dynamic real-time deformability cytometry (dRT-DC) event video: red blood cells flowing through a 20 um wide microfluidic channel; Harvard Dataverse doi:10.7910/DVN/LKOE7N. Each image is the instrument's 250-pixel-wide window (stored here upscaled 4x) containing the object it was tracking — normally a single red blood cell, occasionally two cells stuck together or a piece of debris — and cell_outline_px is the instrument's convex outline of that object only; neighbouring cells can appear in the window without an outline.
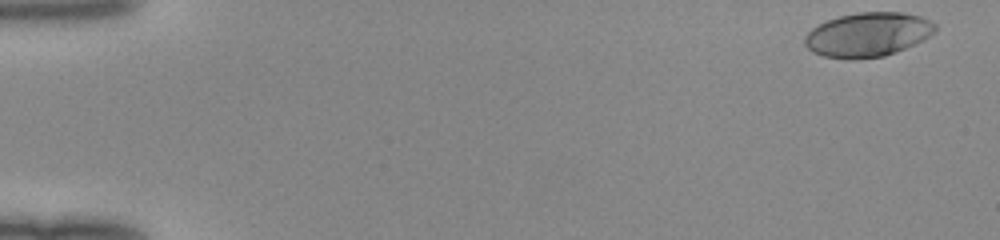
{"species": "human", "species_latin": "Homo sapiens", "temperature_condition": "room temperature", "stored_images_in_passage": 48, "camera_frame_rate_fps": 3000, "um_per_image_px": 0.085, "donor": {"sex": "female"}, "frame": {"image": 1, "passage_image": 1, "time_ms": 0.0, "image_size_px": [1000, 240], "cell_outline_px": [[936, 32], [924, 40], [884, 56], [848, 60], [824, 56], [812, 52], [804, 44], [804, 36], [812, 28], [828, 20], [840, 16], [860, 12], [900, 12], [920, 16], [936, 24]], "centroid_in_image_um": [73.76, 2.95], "position_along_channel_um": 11.2, "area_um2": 33.58}}
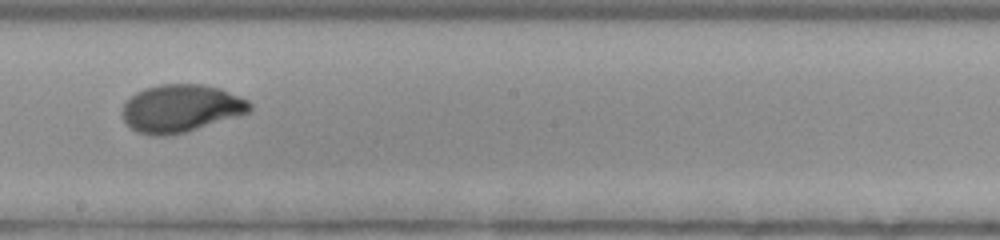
{"frame": {"image": 2, "passage_image": 28, "time_ms": 9.0, "image_size_px": [1000, 240], "cell_outline_px": [[252, 112], [240, 116], [184, 132], [168, 136], [152, 136], [136, 132], [128, 128], [120, 112], [124, 100], [136, 92], [144, 88], [160, 84], [204, 84], [220, 88], [248, 100], [252, 104]], "centroid_in_image_um": [15.34, 9.21], "position_along_channel_um": 232.9, "area_um2": 36.07}}
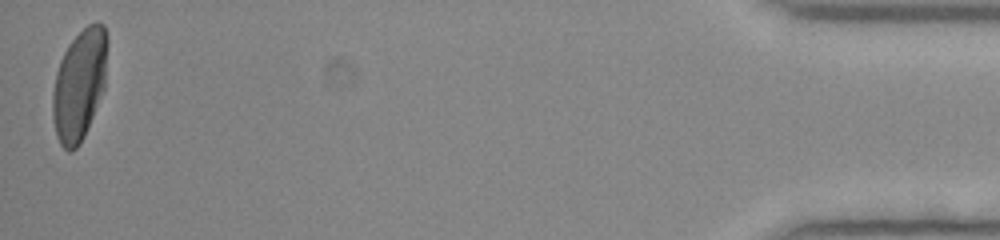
{"frame": {"image": 3, "passage_image": 48, "time_ms": 15.667, "image_size_px": [1000, 240], "cell_outline_px": [[108, 40], [104, 88], [84, 136], [80, 144], [72, 152], [68, 152], [60, 144], [56, 136], [52, 116], [52, 92], [56, 72], [60, 60], [68, 44], [88, 24], [96, 20], [104, 24], [108, 36]], "centroid_in_image_um": [6.74, 7.18], "position_along_channel_um": 428.5, "area_um2": 35.66}}